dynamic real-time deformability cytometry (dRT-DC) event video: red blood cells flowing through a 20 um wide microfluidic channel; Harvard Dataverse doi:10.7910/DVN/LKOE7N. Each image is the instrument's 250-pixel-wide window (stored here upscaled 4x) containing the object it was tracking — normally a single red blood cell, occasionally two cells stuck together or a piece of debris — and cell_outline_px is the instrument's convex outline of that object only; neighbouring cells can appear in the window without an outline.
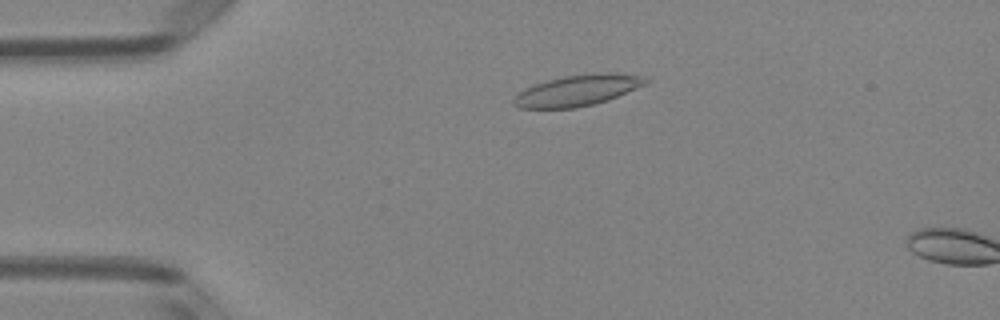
{"species": "Egyptian fruit bat (a non-hibernating species)", "species_latin": "Rousettus aegyptiacus", "temperature_condition": "room temperature", "stored_images_in_passage": 5, "camera_frame_rate_fps": 3000, "um_per_image_px": 0.085, "animal": {"sex": "female"}, "frame": {"image": 1, "passage_image": 4, "time_ms": 1.0, "image_size_px": [1000, 320], "cell_outline_px": [[648, 84], [608, 100], [576, 108], [520, 108], [512, 104], [512, 100], [524, 88], [548, 80], [564, 76], [600, 72], [616, 72], [640, 76], [648, 80]], "centroid_in_image_um": [49.11, 7.68], "position_along_channel_um": 35.9, "area_um2": 23.81}}